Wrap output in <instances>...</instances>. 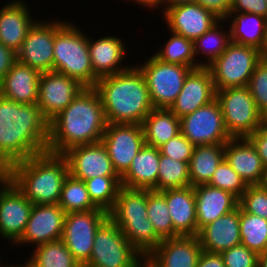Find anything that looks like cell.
I'll return each instance as SVG.
<instances>
[{
    "instance_id": "f35d334b",
    "label": "cell",
    "mask_w": 267,
    "mask_h": 267,
    "mask_svg": "<svg viewBox=\"0 0 267 267\" xmlns=\"http://www.w3.org/2000/svg\"><path fill=\"white\" fill-rule=\"evenodd\" d=\"M92 203L109 212L115 203L117 193L121 187L119 176H96L84 181Z\"/></svg>"
},
{
    "instance_id": "91938a15",
    "label": "cell",
    "mask_w": 267,
    "mask_h": 267,
    "mask_svg": "<svg viewBox=\"0 0 267 267\" xmlns=\"http://www.w3.org/2000/svg\"><path fill=\"white\" fill-rule=\"evenodd\" d=\"M0 267H14V265H12V264H6V266H5V264L3 265L2 263L0 264Z\"/></svg>"
},
{
    "instance_id": "f5cc1de1",
    "label": "cell",
    "mask_w": 267,
    "mask_h": 267,
    "mask_svg": "<svg viewBox=\"0 0 267 267\" xmlns=\"http://www.w3.org/2000/svg\"><path fill=\"white\" fill-rule=\"evenodd\" d=\"M10 180V166L0 157V187Z\"/></svg>"
},
{
    "instance_id": "816d5d0a",
    "label": "cell",
    "mask_w": 267,
    "mask_h": 267,
    "mask_svg": "<svg viewBox=\"0 0 267 267\" xmlns=\"http://www.w3.org/2000/svg\"><path fill=\"white\" fill-rule=\"evenodd\" d=\"M166 1L167 0H132L130 2H133L136 5H140V7L143 6V7H147L148 9L150 8V10H152V9L156 10V8H158V10H159V9H161V6H162V9L160 10V12H161L164 9L163 7H165Z\"/></svg>"
},
{
    "instance_id": "cb8c5ba5",
    "label": "cell",
    "mask_w": 267,
    "mask_h": 267,
    "mask_svg": "<svg viewBox=\"0 0 267 267\" xmlns=\"http://www.w3.org/2000/svg\"><path fill=\"white\" fill-rule=\"evenodd\" d=\"M240 206L232 212L221 216L202 227L198 238L202 250L222 253L241 244L240 238Z\"/></svg>"
},
{
    "instance_id": "836d02e7",
    "label": "cell",
    "mask_w": 267,
    "mask_h": 267,
    "mask_svg": "<svg viewBox=\"0 0 267 267\" xmlns=\"http://www.w3.org/2000/svg\"><path fill=\"white\" fill-rule=\"evenodd\" d=\"M33 248L28 261L34 267H82L61 238Z\"/></svg>"
},
{
    "instance_id": "ffe728a7",
    "label": "cell",
    "mask_w": 267,
    "mask_h": 267,
    "mask_svg": "<svg viewBox=\"0 0 267 267\" xmlns=\"http://www.w3.org/2000/svg\"><path fill=\"white\" fill-rule=\"evenodd\" d=\"M216 98V90L208 67L192 69L185 78L180 94L169 108L178 118L193 113Z\"/></svg>"
},
{
    "instance_id": "d590c367",
    "label": "cell",
    "mask_w": 267,
    "mask_h": 267,
    "mask_svg": "<svg viewBox=\"0 0 267 267\" xmlns=\"http://www.w3.org/2000/svg\"><path fill=\"white\" fill-rule=\"evenodd\" d=\"M170 33L168 34L170 38L166 40L163 48L160 47L154 55L166 63L189 66L193 69L199 68L194 54V41L173 32Z\"/></svg>"
},
{
    "instance_id": "6da1fadb",
    "label": "cell",
    "mask_w": 267,
    "mask_h": 267,
    "mask_svg": "<svg viewBox=\"0 0 267 267\" xmlns=\"http://www.w3.org/2000/svg\"><path fill=\"white\" fill-rule=\"evenodd\" d=\"M49 123L37 104L0 95V157L9 165L47 151Z\"/></svg>"
},
{
    "instance_id": "5b68a950",
    "label": "cell",
    "mask_w": 267,
    "mask_h": 267,
    "mask_svg": "<svg viewBox=\"0 0 267 267\" xmlns=\"http://www.w3.org/2000/svg\"><path fill=\"white\" fill-rule=\"evenodd\" d=\"M108 217L120 228L132 247L146 259L162 242L148 220L147 189L120 187Z\"/></svg>"
},
{
    "instance_id": "52a82bcc",
    "label": "cell",
    "mask_w": 267,
    "mask_h": 267,
    "mask_svg": "<svg viewBox=\"0 0 267 267\" xmlns=\"http://www.w3.org/2000/svg\"><path fill=\"white\" fill-rule=\"evenodd\" d=\"M83 267H145V259L108 217L97 229L91 257Z\"/></svg>"
},
{
    "instance_id": "277c9868",
    "label": "cell",
    "mask_w": 267,
    "mask_h": 267,
    "mask_svg": "<svg viewBox=\"0 0 267 267\" xmlns=\"http://www.w3.org/2000/svg\"><path fill=\"white\" fill-rule=\"evenodd\" d=\"M68 174L66 157L47 151L10 166V180L32 204H58Z\"/></svg>"
},
{
    "instance_id": "4316f807",
    "label": "cell",
    "mask_w": 267,
    "mask_h": 267,
    "mask_svg": "<svg viewBox=\"0 0 267 267\" xmlns=\"http://www.w3.org/2000/svg\"><path fill=\"white\" fill-rule=\"evenodd\" d=\"M224 158L247 185H259L264 166L256 148L248 138H231L227 141Z\"/></svg>"
},
{
    "instance_id": "7a4b0ae2",
    "label": "cell",
    "mask_w": 267,
    "mask_h": 267,
    "mask_svg": "<svg viewBox=\"0 0 267 267\" xmlns=\"http://www.w3.org/2000/svg\"><path fill=\"white\" fill-rule=\"evenodd\" d=\"M106 126L99 93L94 87H85L49 123L47 152L64 154L72 147L100 142Z\"/></svg>"
},
{
    "instance_id": "30bf717a",
    "label": "cell",
    "mask_w": 267,
    "mask_h": 267,
    "mask_svg": "<svg viewBox=\"0 0 267 267\" xmlns=\"http://www.w3.org/2000/svg\"><path fill=\"white\" fill-rule=\"evenodd\" d=\"M149 57L144 60V64L137 67L145 77L153 107L169 109L180 94L185 78L193 68L163 62L154 54Z\"/></svg>"
},
{
    "instance_id": "2e32d148",
    "label": "cell",
    "mask_w": 267,
    "mask_h": 267,
    "mask_svg": "<svg viewBox=\"0 0 267 267\" xmlns=\"http://www.w3.org/2000/svg\"><path fill=\"white\" fill-rule=\"evenodd\" d=\"M54 37L55 20L36 21L16 53L17 61L40 73L53 71Z\"/></svg>"
},
{
    "instance_id": "5bb4252c",
    "label": "cell",
    "mask_w": 267,
    "mask_h": 267,
    "mask_svg": "<svg viewBox=\"0 0 267 267\" xmlns=\"http://www.w3.org/2000/svg\"><path fill=\"white\" fill-rule=\"evenodd\" d=\"M85 87L76 79L55 71L41 73L37 106L50 123Z\"/></svg>"
},
{
    "instance_id": "ee69618b",
    "label": "cell",
    "mask_w": 267,
    "mask_h": 267,
    "mask_svg": "<svg viewBox=\"0 0 267 267\" xmlns=\"http://www.w3.org/2000/svg\"><path fill=\"white\" fill-rule=\"evenodd\" d=\"M194 145L182 134L171 138L159 147L161 155L168 156L174 160L187 162L191 160Z\"/></svg>"
},
{
    "instance_id": "f1b7e54d",
    "label": "cell",
    "mask_w": 267,
    "mask_h": 267,
    "mask_svg": "<svg viewBox=\"0 0 267 267\" xmlns=\"http://www.w3.org/2000/svg\"><path fill=\"white\" fill-rule=\"evenodd\" d=\"M159 161V148L145 144L131 161L127 172L121 177V186L157 191Z\"/></svg>"
},
{
    "instance_id": "8d00e7d4",
    "label": "cell",
    "mask_w": 267,
    "mask_h": 267,
    "mask_svg": "<svg viewBox=\"0 0 267 267\" xmlns=\"http://www.w3.org/2000/svg\"><path fill=\"white\" fill-rule=\"evenodd\" d=\"M241 244L257 254L267 251V220L240 207Z\"/></svg>"
},
{
    "instance_id": "7bdbcfd3",
    "label": "cell",
    "mask_w": 267,
    "mask_h": 267,
    "mask_svg": "<svg viewBox=\"0 0 267 267\" xmlns=\"http://www.w3.org/2000/svg\"><path fill=\"white\" fill-rule=\"evenodd\" d=\"M239 206L249 214L267 220V190L260 185H248L239 198Z\"/></svg>"
},
{
    "instance_id": "9c48e42d",
    "label": "cell",
    "mask_w": 267,
    "mask_h": 267,
    "mask_svg": "<svg viewBox=\"0 0 267 267\" xmlns=\"http://www.w3.org/2000/svg\"><path fill=\"white\" fill-rule=\"evenodd\" d=\"M261 59L258 49L231 42L226 51L208 66L215 90L248 86L255 66Z\"/></svg>"
},
{
    "instance_id": "f6af8a7d",
    "label": "cell",
    "mask_w": 267,
    "mask_h": 267,
    "mask_svg": "<svg viewBox=\"0 0 267 267\" xmlns=\"http://www.w3.org/2000/svg\"><path fill=\"white\" fill-rule=\"evenodd\" d=\"M225 267H257L258 254L245 245H237L223 251Z\"/></svg>"
},
{
    "instance_id": "7c38bea8",
    "label": "cell",
    "mask_w": 267,
    "mask_h": 267,
    "mask_svg": "<svg viewBox=\"0 0 267 267\" xmlns=\"http://www.w3.org/2000/svg\"><path fill=\"white\" fill-rule=\"evenodd\" d=\"M180 129L194 146L225 144L231 139L216 98L193 113L181 117Z\"/></svg>"
},
{
    "instance_id": "d4e9b609",
    "label": "cell",
    "mask_w": 267,
    "mask_h": 267,
    "mask_svg": "<svg viewBox=\"0 0 267 267\" xmlns=\"http://www.w3.org/2000/svg\"><path fill=\"white\" fill-rule=\"evenodd\" d=\"M197 215V235L199 230L239 207V198L233 193L208 184L193 187Z\"/></svg>"
},
{
    "instance_id": "b9f144b4",
    "label": "cell",
    "mask_w": 267,
    "mask_h": 267,
    "mask_svg": "<svg viewBox=\"0 0 267 267\" xmlns=\"http://www.w3.org/2000/svg\"><path fill=\"white\" fill-rule=\"evenodd\" d=\"M247 87L258 111L267 119V59L262 58L256 64Z\"/></svg>"
},
{
    "instance_id": "8992f818",
    "label": "cell",
    "mask_w": 267,
    "mask_h": 267,
    "mask_svg": "<svg viewBox=\"0 0 267 267\" xmlns=\"http://www.w3.org/2000/svg\"><path fill=\"white\" fill-rule=\"evenodd\" d=\"M79 27L71 20L55 18L53 71L76 79L84 87H95L98 79L90 61L88 34Z\"/></svg>"
},
{
    "instance_id": "7dc6e473",
    "label": "cell",
    "mask_w": 267,
    "mask_h": 267,
    "mask_svg": "<svg viewBox=\"0 0 267 267\" xmlns=\"http://www.w3.org/2000/svg\"><path fill=\"white\" fill-rule=\"evenodd\" d=\"M248 139L256 148L264 168L267 167V119L252 133Z\"/></svg>"
},
{
    "instance_id": "3957f363",
    "label": "cell",
    "mask_w": 267,
    "mask_h": 267,
    "mask_svg": "<svg viewBox=\"0 0 267 267\" xmlns=\"http://www.w3.org/2000/svg\"><path fill=\"white\" fill-rule=\"evenodd\" d=\"M94 88L100 95L107 123L142 125L154 109L145 77L136 64L99 78Z\"/></svg>"
},
{
    "instance_id": "11a10c76",
    "label": "cell",
    "mask_w": 267,
    "mask_h": 267,
    "mask_svg": "<svg viewBox=\"0 0 267 267\" xmlns=\"http://www.w3.org/2000/svg\"><path fill=\"white\" fill-rule=\"evenodd\" d=\"M257 267H267V251L258 254Z\"/></svg>"
},
{
    "instance_id": "d6a6232c",
    "label": "cell",
    "mask_w": 267,
    "mask_h": 267,
    "mask_svg": "<svg viewBox=\"0 0 267 267\" xmlns=\"http://www.w3.org/2000/svg\"><path fill=\"white\" fill-rule=\"evenodd\" d=\"M225 19H220L208 31L194 41V54L200 67H208L218 59L231 43L230 29L224 27ZM225 30H224V29ZM202 61L199 60V57ZM205 58V61L203 60ZM207 58V59H206ZM200 61V62H199Z\"/></svg>"
},
{
    "instance_id": "60d3db41",
    "label": "cell",
    "mask_w": 267,
    "mask_h": 267,
    "mask_svg": "<svg viewBox=\"0 0 267 267\" xmlns=\"http://www.w3.org/2000/svg\"><path fill=\"white\" fill-rule=\"evenodd\" d=\"M208 185L229 191L240 198L248 185L224 158L213 173Z\"/></svg>"
},
{
    "instance_id": "74e56055",
    "label": "cell",
    "mask_w": 267,
    "mask_h": 267,
    "mask_svg": "<svg viewBox=\"0 0 267 267\" xmlns=\"http://www.w3.org/2000/svg\"><path fill=\"white\" fill-rule=\"evenodd\" d=\"M58 205L66 214L98 209L89 198L85 182L70 173L63 183Z\"/></svg>"
},
{
    "instance_id": "bcb514c9",
    "label": "cell",
    "mask_w": 267,
    "mask_h": 267,
    "mask_svg": "<svg viewBox=\"0 0 267 267\" xmlns=\"http://www.w3.org/2000/svg\"><path fill=\"white\" fill-rule=\"evenodd\" d=\"M230 12L254 13L267 18L266 0H233Z\"/></svg>"
},
{
    "instance_id": "9f6ffc18",
    "label": "cell",
    "mask_w": 267,
    "mask_h": 267,
    "mask_svg": "<svg viewBox=\"0 0 267 267\" xmlns=\"http://www.w3.org/2000/svg\"><path fill=\"white\" fill-rule=\"evenodd\" d=\"M259 185L267 190V167L264 168L262 179L259 183Z\"/></svg>"
},
{
    "instance_id": "e575fe53",
    "label": "cell",
    "mask_w": 267,
    "mask_h": 267,
    "mask_svg": "<svg viewBox=\"0 0 267 267\" xmlns=\"http://www.w3.org/2000/svg\"><path fill=\"white\" fill-rule=\"evenodd\" d=\"M147 213L155 234L161 240L180 236L173 228L164 190L147 189Z\"/></svg>"
},
{
    "instance_id": "f546056e",
    "label": "cell",
    "mask_w": 267,
    "mask_h": 267,
    "mask_svg": "<svg viewBox=\"0 0 267 267\" xmlns=\"http://www.w3.org/2000/svg\"><path fill=\"white\" fill-rule=\"evenodd\" d=\"M225 20L230 21L231 42L262 52L266 42L267 18L254 13L230 12Z\"/></svg>"
},
{
    "instance_id": "1f68e13d",
    "label": "cell",
    "mask_w": 267,
    "mask_h": 267,
    "mask_svg": "<svg viewBox=\"0 0 267 267\" xmlns=\"http://www.w3.org/2000/svg\"><path fill=\"white\" fill-rule=\"evenodd\" d=\"M225 144H212L194 146L191 160L189 161L190 186L208 184L224 159Z\"/></svg>"
},
{
    "instance_id": "ab89813d",
    "label": "cell",
    "mask_w": 267,
    "mask_h": 267,
    "mask_svg": "<svg viewBox=\"0 0 267 267\" xmlns=\"http://www.w3.org/2000/svg\"><path fill=\"white\" fill-rule=\"evenodd\" d=\"M157 191L190 186L187 162L174 160L160 154Z\"/></svg>"
},
{
    "instance_id": "603a6c76",
    "label": "cell",
    "mask_w": 267,
    "mask_h": 267,
    "mask_svg": "<svg viewBox=\"0 0 267 267\" xmlns=\"http://www.w3.org/2000/svg\"><path fill=\"white\" fill-rule=\"evenodd\" d=\"M8 2L0 8V42L17 53L28 31L37 20L31 16L27 2L23 0Z\"/></svg>"
},
{
    "instance_id": "db71d44e",
    "label": "cell",
    "mask_w": 267,
    "mask_h": 267,
    "mask_svg": "<svg viewBox=\"0 0 267 267\" xmlns=\"http://www.w3.org/2000/svg\"><path fill=\"white\" fill-rule=\"evenodd\" d=\"M198 0H167L165 7L176 6L180 4L197 3Z\"/></svg>"
},
{
    "instance_id": "4dcf8cb0",
    "label": "cell",
    "mask_w": 267,
    "mask_h": 267,
    "mask_svg": "<svg viewBox=\"0 0 267 267\" xmlns=\"http://www.w3.org/2000/svg\"><path fill=\"white\" fill-rule=\"evenodd\" d=\"M145 144L159 148L181 133L180 118L170 109L154 108L142 123Z\"/></svg>"
},
{
    "instance_id": "484cf974",
    "label": "cell",
    "mask_w": 267,
    "mask_h": 267,
    "mask_svg": "<svg viewBox=\"0 0 267 267\" xmlns=\"http://www.w3.org/2000/svg\"><path fill=\"white\" fill-rule=\"evenodd\" d=\"M41 73L16 61L0 80V95L20 104H37Z\"/></svg>"
},
{
    "instance_id": "6f0895ef",
    "label": "cell",
    "mask_w": 267,
    "mask_h": 267,
    "mask_svg": "<svg viewBox=\"0 0 267 267\" xmlns=\"http://www.w3.org/2000/svg\"><path fill=\"white\" fill-rule=\"evenodd\" d=\"M262 58L267 59V32H266V42H265V46L261 52Z\"/></svg>"
},
{
    "instance_id": "e0dca14e",
    "label": "cell",
    "mask_w": 267,
    "mask_h": 267,
    "mask_svg": "<svg viewBox=\"0 0 267 267\" xmlns=\"http://www.w3.org/2000/svg\"><path fill=\"white\" fill-rule=\"evenodd\" d=\"M65 216L66 212L58 204H33L25 230L15 244L36 247L60 239Z\"/></svg>"
},
{
    "instance_id": "7402d4cb",
    "label": "cell",
    "mask_w": 267,
    "mask_h": 267,
    "mask_svg": "<svg viewBox=\"0 0 267 267\" xmlns=\"http://www.w3.org/2000/svg\"><path fill=\"white\" fill-rule=\"evenodd\" d=\"M118 36L105 35L98 39L88 36V48L94 76L99 79L127 70L131 67L123 63L127 58V48Z\"/></svg>"
},
{
    "instance_id": "681fc988",
    "label": "cell",
    "mask_w": 267,
    "mask_h": 267,
    "mask_svg": "<svg viewBox=\"0 0 267 267\" xmlns=\"http://www.w3.org/2000/svg\"><path fill=\"white\" fill-rule=\"evenodd\" d=\"M17 61V54L0 42V80Z\"/></svg>"
},
{
    "instance_id": "680465c9",
    "label": "cell",
    "mask_w": 267,
    "mask_h": 267,
    "mask_svg": "<svg viewBox=\"0 0 267 267\" xmlns=\"http://www.w3.org/2000/svg\"><path fill=\"white\" fill-rule=\"evenodd\" d=\"M22 264H23L25 267H34L28 260L24 261V263L22 262Z\"/></svg>"
},
{
    "instance_id": "9a60e30c",
    "label": "cell",
    "mask_w": 267,
    "mask_h": 267,
    "mask_svg": "<svg viewBox=\"0 0 267 267\" xmlns=\"http://www.w3.org/2000/svg\"><path fill=\"white\" fill-rule=\"evenodd\" d=\"M33 204L9 180L0 187V239L15 243L21 238Z\"/></svg>"
},
{
    "instance_id": "83f0119b",
    "label": "cell",
    "mask_w": 267,
    "mask_h": 267,
    "mask_svg": "<svg viewBox=\"0 0 267 267\" xmlns=\"http://www.w3.org/2000/svg\"><path fill=\"white\" fill-rule=\"evenodd\" d=\"M164 197L174 230L180 236H197V215L193 187L165 189Z\"/></svg>"
},
{
    "instance_id": "d6986e66",
    "label": "cell",
    "mask_w": 267,
    "mask_h": 267,
    "mask_svg": "<svg viewBox=\"0 0 267 267\" xmlns=\"http://www.w3.org/2000/svg\"><path fill=\"white\" fill-rule=\"evenodd\" d=\"M69 165V173L80 180L96 176H118L104 144L100 141L70 148L63 154Z\"/></svg>"
},
{
    "instance_id": "ac0fdd59",
    "label": "cell",
    "mask_w": 267,
    "mask_h": 267,
    "mask_svg": "<svg viewBox=\"0 0 267 267\" xmlns=\"http://www.w3.org/2000/svg\"><path fill=\"white\" fill-rule=\"evenodd\" d=\"M163 20L169 32L195 41L220 19L198 3L164 7Z\"/></svg>"
},
{
    "instance_id": "8fae6325",
    "label": "cell",
    "mask_w": 267,
    "mask_h": 267,
    "mask_svg": "<svg viewBox=\"0 0 267 267\" xmlns=\"http://www.w3.org/2000/svg\"><path fill=\"white\" fill-rule=\"evenodd\" d=\"M107 218L108 212L101 208L66 214L61 239L82 267L91 257L97 229Z\"/></svg>"
},
{
    "instance_id": "c3c4849f",
    "label": "cell",
    "mask_w": 267,
    "mask_h": 267,
    "mask_svg": "<svg viewBox=\"0 0 267 267\" xmlns=\"http://www.w3.org/2000/svg\"><path fill=\"white\" fill-rule=\"evenodd\" d=\"M233 0H198L197 3L211 11L219 19H225L231 10Z\"/></svg>"
},
{
    "instance_id": "f907efd6",
    "label": "cell",
    "mask_w": 267,
    "mask_h": 267,
    "mask_svg": "<svg viewBox=\"0 0 267 267\" xmlns=\"http://www.w3.org/2000/svg\"><path fill=\"white\" fill-rule=\"evenodd\" d=\"M196 267H225L221 253L202 250Z\"/></svg>"
},
{
    "instance_id": "44dd1931",
    "label": "cell",
    "mask_w": 267,
    "mask_h": 267,
    "mask_svg": "<svg viewBox=\"0 0 267 267\" xmlns=\"http://www.w3.org/2000/svg\"><path fill=\"white\" fill-rule=\"evenodd\" d=\"M201 252L198 236L165 239L145 259V267H196Z\"/></svg>"
},
{
    "instance_id": "94428289",
    "label": "cell",
    "mask_w": 267,
    "mask_h": 267,
    "mask_svg": "<svg viewBox=\"0 0 267 267\" xmlns=\"http://www.w3.org/2000/svg\"><path fill=\"white\" fill-rule=\"evenodd\" d=\"M14 267H25L22 263L21 264H15Z\"/></svg>"
},
{
    "instance_id": "ba28073f",
    "label": "cell",
    "mask_w": 267,
    "mask_h": 267,
    "mask_svg": "<svg viewBox=\"0 0 267 267\" xmlns=\"http://www.w3.org/2000/svg\"><path fill=\"white\" fill-rule=\"evenodd\" d=\"M216 99L231 138H248L266 120L247 86L218 90Z\"/></svg>"
},
{
    "instance_id": "4fadbf2b",
    "label": "cell",
    "mask_w": 267,
    "mask_h": 267,
    "mask_svg": "<svg viewBox=\"0 0 267 267\" xmlns=\"http://www.w3.org/2000/svg\"><path fill=\"white\" fill-rule=\"evenodd\" d=\"M101 142L108 151L113 169L121 178L145 145L143 127L140 124L107 123Z\"/></svg>"
}]
</instances>
